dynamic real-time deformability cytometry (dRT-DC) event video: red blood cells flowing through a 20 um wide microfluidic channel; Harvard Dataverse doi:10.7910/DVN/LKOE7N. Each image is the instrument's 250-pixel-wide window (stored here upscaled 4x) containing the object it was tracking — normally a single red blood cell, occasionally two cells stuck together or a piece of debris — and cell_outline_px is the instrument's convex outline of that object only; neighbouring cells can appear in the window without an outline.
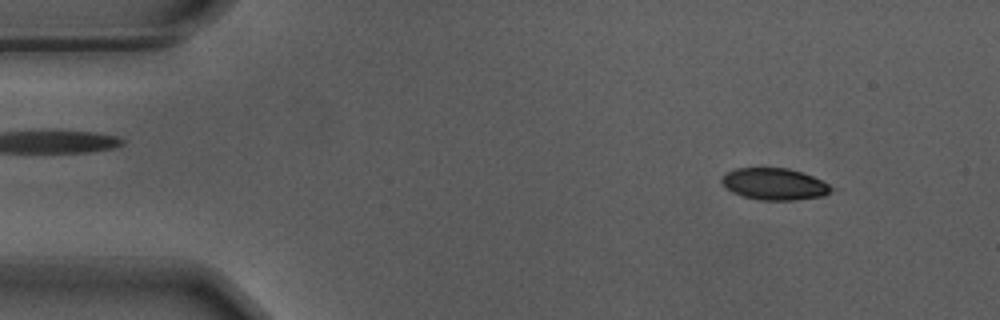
{"species": "Egyptian fruit bat (a non-hibernating species)", "species_latin": "Rousettus aegyptiacus", "temperature_condition": "warm", "stored_images_in_passage": 19, "camera_frame_rate_fps": 3000, "um_per_image_px": 0.085, "animal": {"sex": "male"}, "frame": {"image": 1, "passage_image": 6, "time_ms": 1.667, "image_size_px": [1000, 320], "cell_outline_px": [[832, 188], [824, 196], [792, 200], [760, 200], [744, 196], [732, 192], [720, 180], [728, 172], [736, 168], [788, 168], [812, 176], [828, 184]], "centroid_in_image_um": [65.81, 15.64], "position_along_channel_um": 19.2, "area_um2": 19.83}}
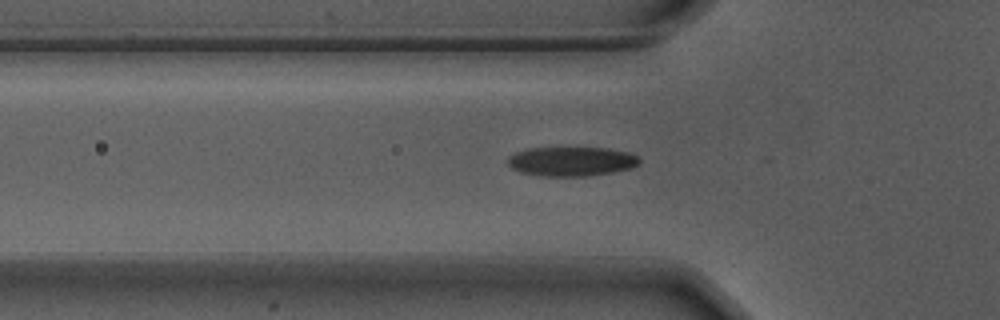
{"frame": {"image": 2, "passage_image": 18, "time_ms": 5.667, "image_size_px": [1000, 320], "cell_outline_px": [[640, 164], [632, 168], [612, 172], [588, 176], [544, 176], [520, 172], [512, 168], [508, 164], [508, 156], [516, 152], [528, 148], [608, 148], [628, 152], [636, 156], [640, 160]], "centroid_in_image_um": [48.58, 13.72], "position_along_channel_um": 77.2, "area_um2": 22.48}}